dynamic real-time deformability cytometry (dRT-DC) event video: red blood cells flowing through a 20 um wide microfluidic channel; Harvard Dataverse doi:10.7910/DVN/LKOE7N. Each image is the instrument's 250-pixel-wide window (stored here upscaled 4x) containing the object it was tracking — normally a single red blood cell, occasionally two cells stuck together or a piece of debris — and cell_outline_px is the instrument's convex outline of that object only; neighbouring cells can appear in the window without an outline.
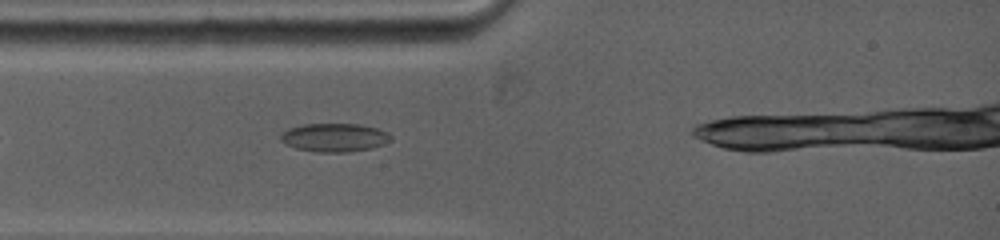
{"species": "common noctule bat (a hibernating species)", "species_latin": "Nyctalus noctula", "temperature_condition": "warm", "stored_images_in_passage": 8, "camera_frame_rate_fps": 5000, "um_per_image_px": 0.085, "animal": {"sex": "female", "body_mass_g": 19.0, "forearm_length_mm": 53.3}, "frame": {"image": 1, "passage_image": 1, "time_ms": 0.0, "image_size_px": [1000, 240], "cell_outline_px": [[392, 140], [384, 144], [368, 148], [348, 152], [316, 152], [296, 148], [284, 144], [280, 140], [280, 136], [288, 128], [304, 124], [360, 124], [376, 128], [392, 136]], "centroid_in_image_um": [28.39, 11.69], "position_along_channel_um": 56.6, "area_um2": 18.15}}
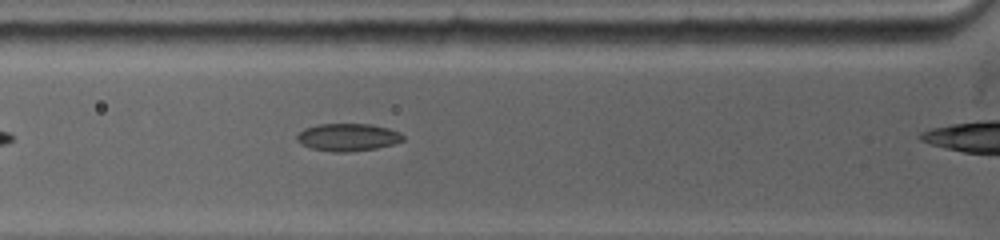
{"frame": {"image": 2, "passage_image": 3, "time_ms": 1.0, "image_size_px": [1000, 240], "cell_outline_px": [[404, 140], [392, 144], [376, 148], [348, 152], [332, 152], [312, 148], [300, 144], [296, 140], [296, 136], [304, 128], [320, 124], [368, 124], [388, 128], [400, 132], [404, 136]], "centroid_in_image_um": [29.55, 11.66], "position_along_channel_um": 96.3, "area_um2": 16.99}}
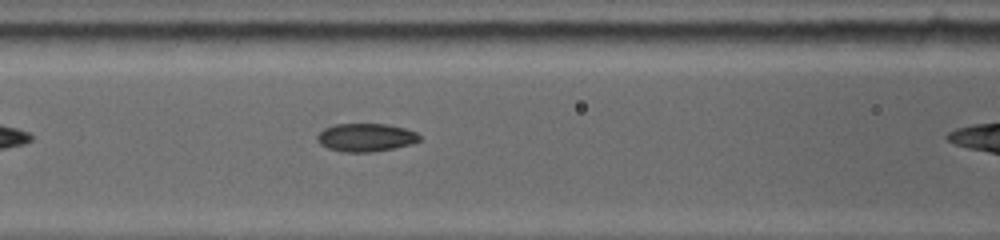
{"frame": {"image": 3, "passage_image": 5, "time_ms": 2.0, "image_size_px": [1000, 240], "cell_outline_px": [[420, 140], [412, 144], [372, 152], [344, 152], [328, 148], [320, 144], [316, 140], [316, 136], [324, 128], [336, 124], [384, 124], [404, 128], [416, 132], [420, 136]], "centroid_in_image_um": [31.07, 11.68], "position_along_channel_um": 135.5, "area_um2": 16.7}}